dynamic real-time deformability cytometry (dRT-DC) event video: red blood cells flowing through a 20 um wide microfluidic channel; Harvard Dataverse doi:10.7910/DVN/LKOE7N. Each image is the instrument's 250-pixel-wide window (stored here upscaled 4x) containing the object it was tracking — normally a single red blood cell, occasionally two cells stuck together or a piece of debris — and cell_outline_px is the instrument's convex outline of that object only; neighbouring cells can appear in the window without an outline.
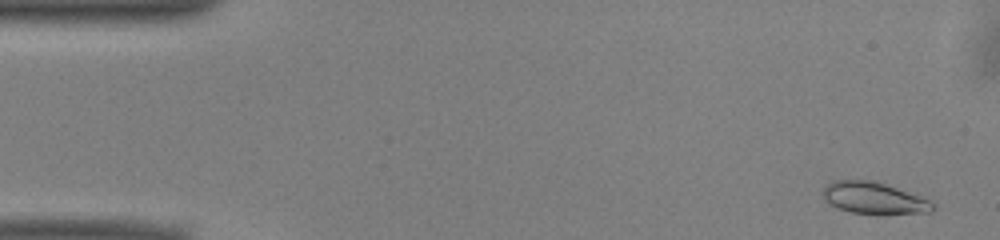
{"species": "common noctule bat (a hibernating species)", "species_latin": "Nyctalus noctula", "temperature_condition": "warm", "stored_images_in_passage": 51, "camera_frame_rate_fps": 3000, "um_per_image_px": 0.085, "animal": {"sex": "male", "body_mass_g": 13.0, "forearm_length_mm": 53.1}, "frame": {"image": 1, "passage_image": 2, "time_ms": 0.333, "image_size_px": [1000, 240], "cell_outline_px": [[936, 204], [932, 212], [852, 212], [828, 204], [820, 192], [832, 180], [872, 180], [920, 196]], "centroid_in_image_um": [74.22, 16.8], "position_along_channel_um": 10.8, "area_um2": 19.59}}
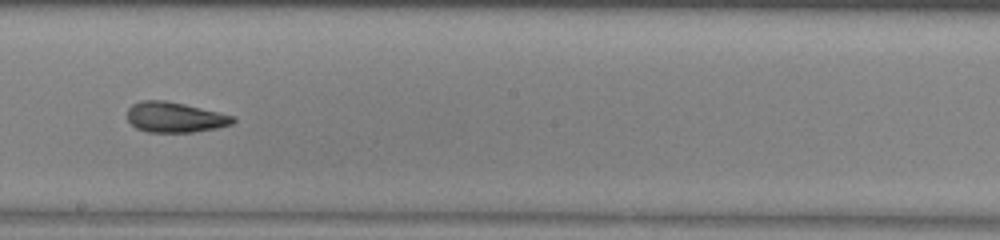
{"frame": {"image": 2, "passage_image": 28, "time_ms": 9.0, "image_size_px": [1000, 240], "cell_outline_px": [[236, 120], [232, 124], [216, 128], [192, 132], [148, 132], [136, 128], [128, 120], [128, 108], [132, 104], [140, 100], [164, 100], [184, 104], [220, 112], [236, 116]], "centroid_in_image_um": [14.88, 9.96], "position_along_channel_um": 233.3, "area_um2": 18.73}}
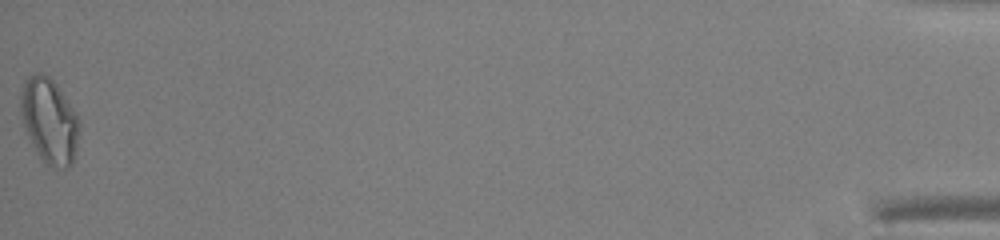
{"frame": {"image": 3, "passage_image": 51, "time_ms": 16.667, "image_size_px": [1000, 240], "cell_outline_px": [[80, 128], [76, 152], [72, 164], [68, 168], [64, 168], [44, 164], [32, 144], [24, 128], [20, 112], [20, 92], [28, 76], [36, 72], [40, 72], [48, 76], [56, 84], [76, 112], [80, 120]], "centroid_in_image_um": [4.2, 10.27], "position_along_channel_um": 431.0, "area_um2": 29.3}, "authors_computed_cell_mechanics": {"area_um2": 19.7098, "velocity_mm_per_s": 3.9743, "shape_relaxation_time_tau1_ms": 5.5878, "shape_relaxation_time_tau2_ms": 2.1547, "deformation_change_tau1": 0.1848, "deformation_change_tau2": 0.0796}}